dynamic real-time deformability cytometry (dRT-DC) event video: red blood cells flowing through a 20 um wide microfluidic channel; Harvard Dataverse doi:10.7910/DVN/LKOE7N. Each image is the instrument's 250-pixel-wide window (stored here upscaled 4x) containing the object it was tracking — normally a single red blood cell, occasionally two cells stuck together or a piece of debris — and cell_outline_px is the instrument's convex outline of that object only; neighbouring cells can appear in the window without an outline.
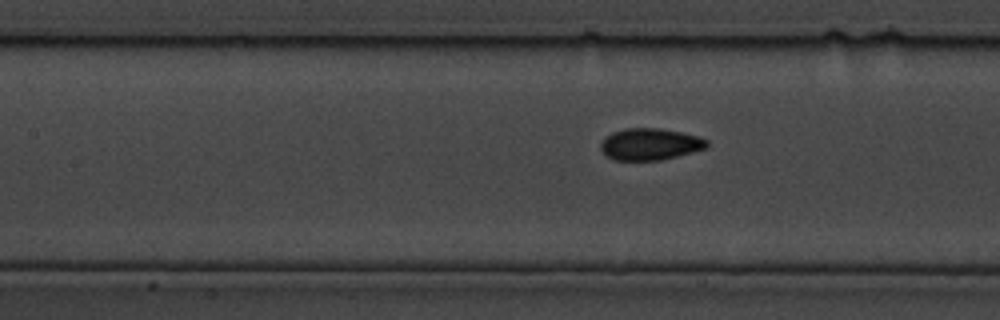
{"species": "common noctule bat (a hibernating species)", "species_latin": "Nyctalus noctula", "temperature_condition": "cold", "stored_images_in_passage": 22, "segment_of_instrument_passage": [2, 2], "camera_frame_rate_fps": 3000, "um_per_image_px": 0.085, "animal": {"sex": "male", "body_mass_g": 19.5, "forearm_length_mm": 54.6}, "frame": {"image": 1, "passage_image": 22, "time_ms": 7.0, "image_size_px": [1000, 320], "cell_outline_px": [[708, 148], [660, 160], [612, 160], [600, 148], [600, 144], [612, 132], [628, 128], [660, 128], [700, 136], [708, 140]], "centroid_in_image_um": [55.29, 12.25], "position_along_channel_um": 152.1, "area_um2": 19.54}}